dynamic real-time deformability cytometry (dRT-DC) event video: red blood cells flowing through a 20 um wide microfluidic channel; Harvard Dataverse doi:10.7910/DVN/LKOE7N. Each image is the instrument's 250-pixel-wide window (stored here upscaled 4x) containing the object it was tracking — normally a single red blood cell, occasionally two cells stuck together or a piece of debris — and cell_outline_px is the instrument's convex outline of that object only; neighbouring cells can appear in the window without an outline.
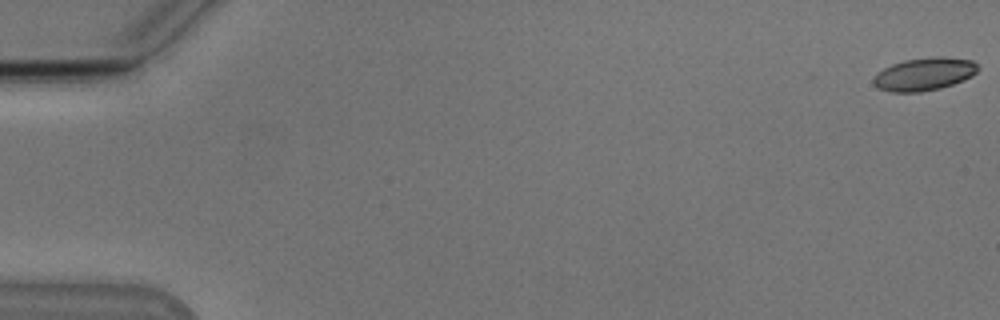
{"species": "Egyptian fruit bat (a non-hibernating species)", "species_latin": "Rousettus aegyptiacus", "temperature_condition": "cold", "stored_images_in_passage": 9, "camera_frame_rate_fps": 3000, "um_per_image_px": 0.085, "animal": {"sex": "male"}, "frame": {"image": 1, "passage_image": 1, "time_ms": 0.0, "image_size_px": [1000, 320], "cell_outline_px": [[980, 68], [972, 76], [964, 80], [940, 88], [920, 92], [892, 92], [880, 88], [872, 84], [872, 80], [884, 68], [892, 64], [904, 60], [936, 56], [944, 56], [972, 60]], "centroid_in_image_um": [78.59, 6.29], "position_along_channel_um": 6.4, "area_um2": 19.94}}